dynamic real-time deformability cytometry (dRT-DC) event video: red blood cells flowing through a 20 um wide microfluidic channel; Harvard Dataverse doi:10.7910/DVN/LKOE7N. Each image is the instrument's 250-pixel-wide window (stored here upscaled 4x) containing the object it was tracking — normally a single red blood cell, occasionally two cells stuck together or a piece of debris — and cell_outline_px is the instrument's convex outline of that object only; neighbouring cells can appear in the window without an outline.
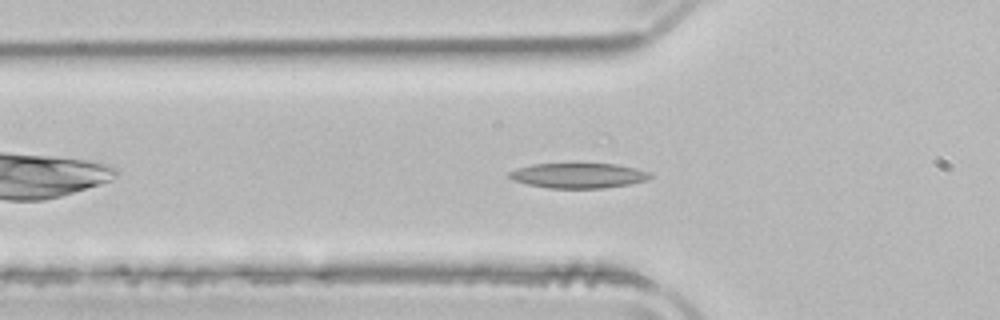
{"species": "common noctule bat (a hibernating species)", "species_latin": "Nyctalus noctula", "temperature_condition": "room temperature", "stored_images_in_passage": 9, "camera_frame_rate_fps": 3000, "um_per_image_px": 0.085, "animal": {"sex": "male", "body_mass_g": 21.5, "forearm_length_mm": 52.0}, "frame": {"image": 1, "passage_image": 7, "time_ms": 2.0, "image_size_px": [1000, 320], "cell_outline_px": [[652, 176], [648, 180], [628, 184], [604, 188], [548, 188], [528, 184], [512, 180], [508, 176], [508, 172], [516, 168], [532, 164], [616, 164], [636, 168], [648, 172]], "centroid_in_image_um": [49.14, 14.92], "position_along_channel_um": 76.7, "area_um2": 20.52}}